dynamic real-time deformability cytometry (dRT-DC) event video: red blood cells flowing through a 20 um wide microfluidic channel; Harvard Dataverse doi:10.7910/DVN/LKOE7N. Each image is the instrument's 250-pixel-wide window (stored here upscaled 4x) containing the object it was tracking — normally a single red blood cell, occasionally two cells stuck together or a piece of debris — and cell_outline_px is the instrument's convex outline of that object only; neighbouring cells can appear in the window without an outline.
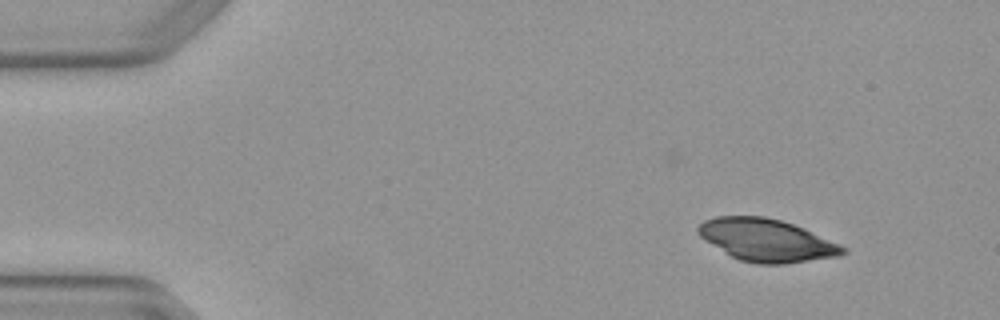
{"species": "Egyptian fruit bat (a non-hibernating species)", "species_latin": "Rousettus aegyptiacus", "temperature_condition": "warm", "stored_images_in_passage": 4, "camera_frame_rate_fps": 3000, "um_per_image_px": 0.085, "animal": {"sex": "female"}, "frame": {"image": 1, "passage_image": 1, "time_ms": 0.0, "image_size_px": [1000, 320], "cell_outline_px": [[848, 252], [840, 256], [784, 264], [756, 264], [740, 260], [732, 256], [700, 236], [696, 232], [696, 228], [704, 220], [716, 216], [764, 216], [780, 220], [804, 228], [840, 244], [848, 248]], "centroid_in_image_um": [65.2, 20.42], "position_along_channel_um": 19.8, "area_um2": 35.72}}